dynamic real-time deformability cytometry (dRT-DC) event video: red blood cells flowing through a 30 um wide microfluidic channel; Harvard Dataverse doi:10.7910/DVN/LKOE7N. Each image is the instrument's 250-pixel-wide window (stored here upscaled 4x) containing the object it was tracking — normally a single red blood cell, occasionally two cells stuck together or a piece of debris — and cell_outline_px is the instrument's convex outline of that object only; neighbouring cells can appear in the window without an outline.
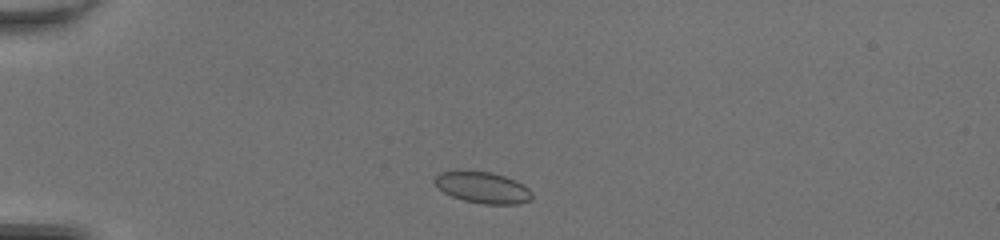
{"species": "common noctule bat (a hibernating species)", "species_latin": "Nyctalus noctula", "temperature_condition": "room temperature", "stored_images_in_passage": 38, "camera_frame_rate_fps": 3000, "um_per_image_px": 0.085, "animal": {"sex": "female", "body_mass_g": 20.0, "forearm_length_mm": 54.0}, "frame": {"image": 1, "passage_image": 3, "time_ms": 0.667, "image_size_px": [1000, 240], "cell_outline_px": [[532, 200], [520, 204], [484, 204], [464, 200], [452, 196], [444, 192], [432, 180], [440, 172], [492, 172], [516, 180], [528, 188], [532, 192]], "centroid_in_image_um": [41.08, 15.96], "position_along_channel_um": 43.9, "area_um2": 17.51}}
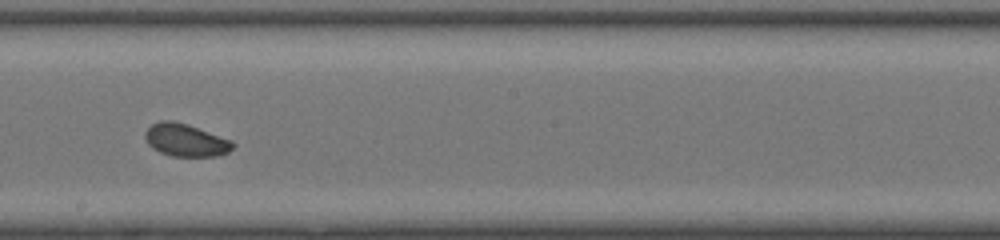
{"frame": {"image": 2, "passage_image": 19, "time_ms": 6.0, "image_size_px": [1000, 240], "cell_outline_px": [[236, 144], [228, 152], [216, 156], [172, 156], [160, 152], [152, 148], [148, 144], [144, 136], [144, 132], [152, 124], [160, 120], [172, 120], [188, 124], [232, 140]], "centroid_in_image_um": [15.77, 11.9], "position_along_channel_um": 232.4, "area_um2": 16.76}}
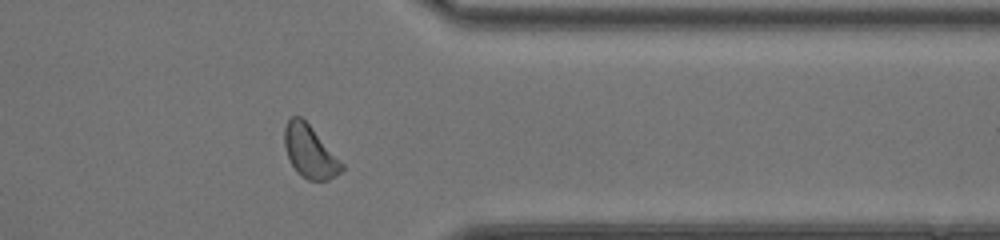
{"frame": {"image": 3, "passage_image": 30, "time_ms": 9.667, "image_size_px": [1000, 240], "cell_outline_px": [[344, 168], [336, 176], [328, 180], [308, 180], [300, 176], [296, 172], [288, 160], [284, 144], [284, 128], [288, 120], [292, 116], [300, 116], [308, 124], [344, 164]], "centroid_in_image_um": [26.31, 12.92], "position_along_channel_um": 385.1, "area_um2": 17.46}, "authors_computed_cell_mechanics": {"area_um2": 17.051, "velocity_mm_per_s": 4.3102, "shape_relaxation_time_tau1_ms": 2.9846, "shape_relaxation_time_tau2_ms": 10.7316, "deformation_change_tau1": 0.0817, "deformation_change_tau2": 0.1347}}